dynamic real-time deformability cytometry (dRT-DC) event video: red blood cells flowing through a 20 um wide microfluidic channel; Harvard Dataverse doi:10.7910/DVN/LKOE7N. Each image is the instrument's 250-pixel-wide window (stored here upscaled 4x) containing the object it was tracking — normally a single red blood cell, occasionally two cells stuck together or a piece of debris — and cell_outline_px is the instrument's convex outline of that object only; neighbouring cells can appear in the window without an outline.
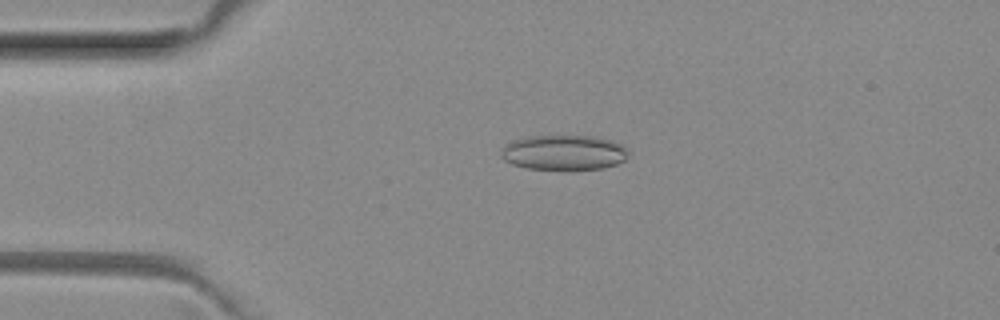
{"species": "common noctule bat (a hibernating species)", "species_latin": "Nyctalus noctula", "temperature_condition": "room temperature", "stored_images_in_passage": 4, "camera_frame_rate_fps": 3000, "um_per_image_px": 0.085, "animal": {"sex": "female", "body_mass_g": 29.2, "forearm_length_mm": 56.3}, "frame": {"image": 1, "passage_image": 4, "time_ms": 1.0, "image_size_px": [1000, 320], "cell_outline_px": [[628, 156], [624, 160], [616, 164], [600, 168], [524, 168], [512, 164], [504, 160], [500, 156], [500, 148], [504, 144], [512, 140], [528, 136], [592, 136], [608, 140], [620, 144], [628, 148]], "centroid_in_image_um": [47.86, 12.94], "position_along_channel_um": 37.1, "area_um2": 25.72}}